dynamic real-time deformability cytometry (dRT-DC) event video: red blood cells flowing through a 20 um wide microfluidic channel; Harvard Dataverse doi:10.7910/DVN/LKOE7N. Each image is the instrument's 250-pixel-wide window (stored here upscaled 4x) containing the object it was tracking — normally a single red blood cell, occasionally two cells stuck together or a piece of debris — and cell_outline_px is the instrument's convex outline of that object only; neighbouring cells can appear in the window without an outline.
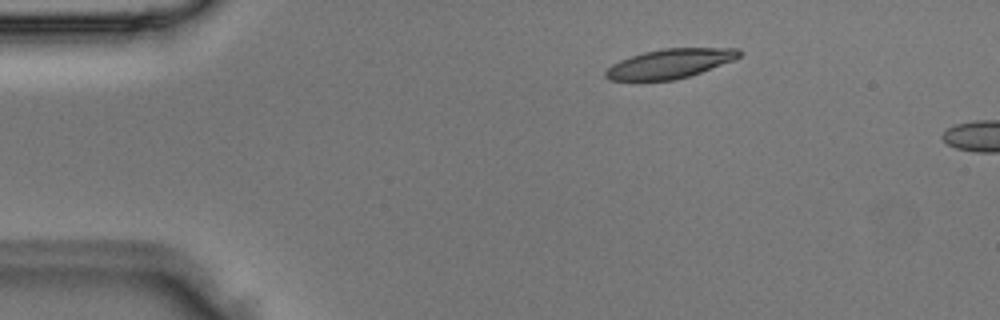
{"species": "Egyptian fruit bat (a non-hibernating species)", "species_latin": "Rousettus aegyptiacus", "temperature_condition": "room temperature", "stored_images_in_passage": 3, "camera_frame_rate_fps": 3000, "um_per_image_px": 0.085, "animal": {"sex": "male"}, "frame": {"image": 1, "passage_image": 2, "time_ms": 0.333, "image_size_px": [1000, 320], "cell_outline_px": [[744, 52], [740, 56], [732, 60], [700, 72], [676, 80], [608, 80], [604, 76], [604, 72], [612, 64], [620, 60], [644, 52], [664, 48], [740, 48]], "centroid_in_image_um": [56.94, 5.4], "position_along_channel_um": 28.1, "area_um2": 22.66}}